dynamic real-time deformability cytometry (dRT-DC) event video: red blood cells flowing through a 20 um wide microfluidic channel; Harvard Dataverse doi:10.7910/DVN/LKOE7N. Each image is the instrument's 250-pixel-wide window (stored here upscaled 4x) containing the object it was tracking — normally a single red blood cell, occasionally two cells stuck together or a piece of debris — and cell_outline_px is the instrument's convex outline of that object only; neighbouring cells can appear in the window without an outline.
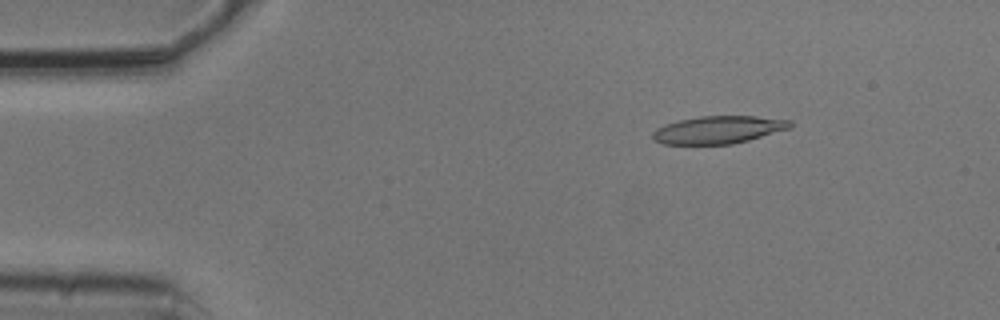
{"species": "common noctule bat (a hibernating species)", "species_latin": "Nyctalus noctula", "temperature_condition": "cold", "stored_images_in_passage": 5, "camera_frame_rate_fps": 3000, "um_per_image_px": 0.085, "animal": {"sex": "male", "body_mass_g": 20.5, "forearm_length_mm": 52.5}, "frame": {"image": 1, "passage_image": 3, "time_ms": 0.667, "image_size_px": [1000, 320], "cell_outline_px": [[792, 128], [748, 140], [732, 144], [664, 144], [656, 140], [652, 136], [652, 132], [656, 128], [664, 124], [680, 120], [700, 116], [756, 116], [792, 120]], "centroid_in_image_um": [61.09, 11.02], "position_along_channel_um": 23.9, "area_um2": 22.14}}